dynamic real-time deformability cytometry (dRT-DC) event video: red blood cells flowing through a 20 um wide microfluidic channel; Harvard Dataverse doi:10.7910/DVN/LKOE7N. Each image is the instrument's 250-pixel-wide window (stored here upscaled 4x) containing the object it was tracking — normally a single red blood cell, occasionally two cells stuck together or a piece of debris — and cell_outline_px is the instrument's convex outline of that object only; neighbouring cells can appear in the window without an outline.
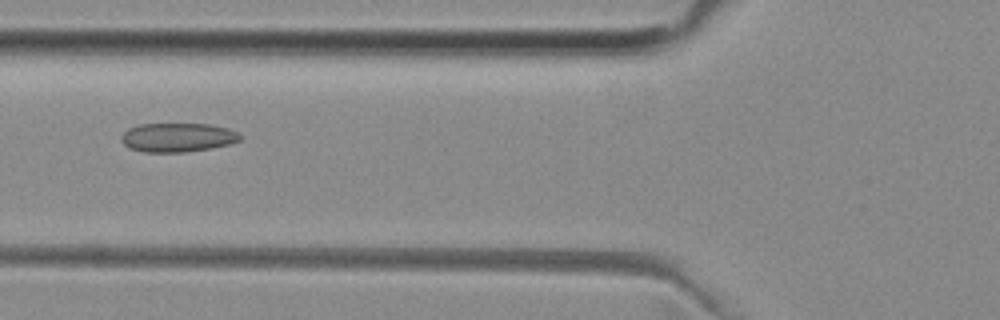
{"species": "common noctule bat (a hibernating species)", "species_latin": "Nyctalus noctula", "temperature_condition": "room temperature", "stored_images_in_passage": 37, "camera_frame_rate_fps": 3000, "um_per_image_px": 0.085, "animal": {"sex": "female", "body_mass_g": 29.2, "forearm_length_mm": 56.3}, "frame": {"image": 1, "passage_image": 5, "time_ms": 1.333, "image_size_px": [1000, 320], "cell_outline_px": [[240, 140], [228, 144], [208, 148], [184, 152], [144, 152], [128, 148], [120, 140], [124, 132], [128, 128], [140, 124], [208, 124], [228, 128], [236, 132], [240, 136]], "centroid_in_image_um": [15.04, 11.68], "position_along_channel_um": 110.8, "area_um2": 19.88}}
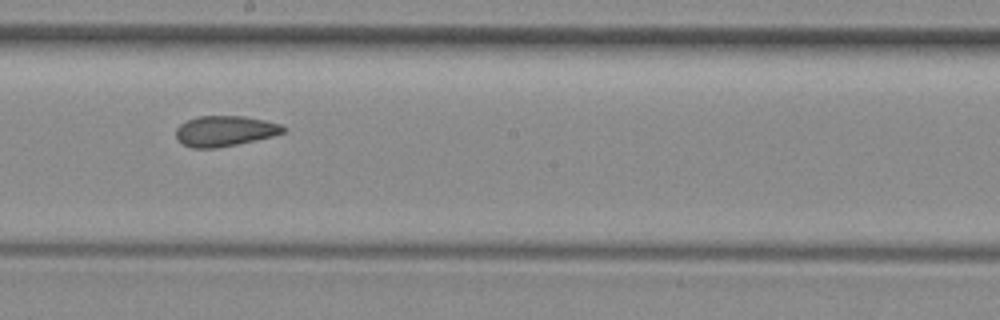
{"frame": {"image": 2, "passage_image": 14, "time_ms": 4.333, "image_size_px": [1000, 320], "cell_outline_px": [[288, 128], [284, 132], [272, 136], [236, 144], [216, 148], [192, 148], [184, 144], [176, 136], [176, 128], [180, 124], [196, 116], [244, 116], [264, 120], [280, 124]], "centroid_in_image_um": [19.11, 11.12], "position_along_channel_um": 229.1, "area_um2": 18.9}}
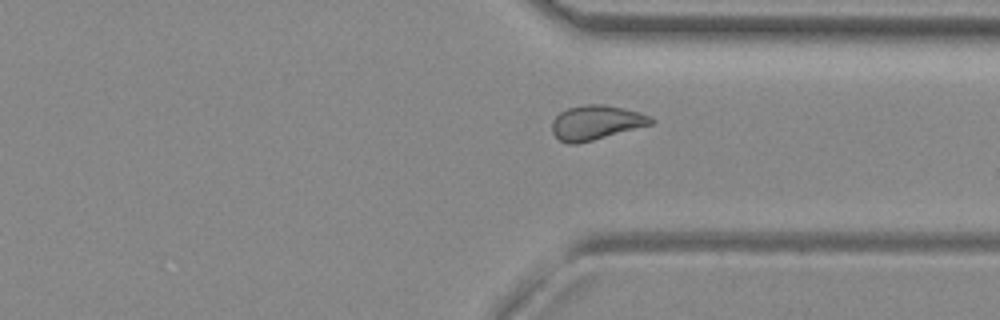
{"frame": {"image": 3, "passage_image": 24, "time_ms": 7.667, "image_size_px": [1000, 320], "cell_outline_px": [[656, 120], [652, 124], [592, 140], [576, 144], [568, 144], [560, 140], [552, 132], [552, 120], [560, 112], [568, 108], [588, 104], [604, 104], [640, 112], [652, 116]], "centroid_in_image_um": [50.67, 10.41], "position_along_channel_um": 360.7, "area_um2": 19.77}, "authors_computed_cell_mechanics": {"area_um2": 19.5942, "velocity_mm_per_s": 3.9511, "shape_relaxation_time_tau1_ms": null, "shape_relaxation_time_tau2_ms": 2.7917, "deformation_change_tau1": null, "deformation_change_tau2": 0.0933}}